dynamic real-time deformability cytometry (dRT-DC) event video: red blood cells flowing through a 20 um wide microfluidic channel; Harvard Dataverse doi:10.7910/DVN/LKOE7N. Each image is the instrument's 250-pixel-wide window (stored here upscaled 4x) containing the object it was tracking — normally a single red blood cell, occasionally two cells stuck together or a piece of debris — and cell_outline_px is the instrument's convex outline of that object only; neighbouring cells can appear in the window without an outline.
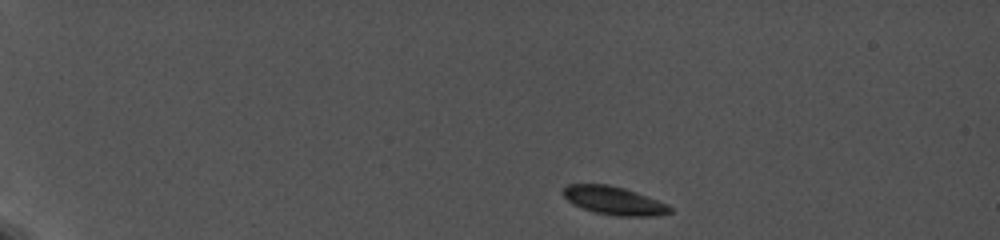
{"species": "common noctule bat (a hibernating species)", "species_latin": "Nyctalus noctula", "temperature_condition": "cold", "stored_images_in_passage": 39, "camera_frame_rate_fps": 5000, "um_per_image_px": 0.085, "animal": {"sex": "female", "body_mass_g": 19.0, "forearm_length_mm": 56.7}, "frame": {"image": 1, "passage_image": 1, "time_ms": 0.0, "image_size_px": [1000, 240], "cell_outline_px": [[672, 212], [656, 216], [616, 216], [596, 212], [572, 204], [560, 192], [568, 184], [608, 184], [624, 188], [636, 192], [668, 204], [672, 208]], "centroid_in_image_um": [52.19, 17.05], "position_along_channel_um": 32.8, "area_um2": 17.57}}
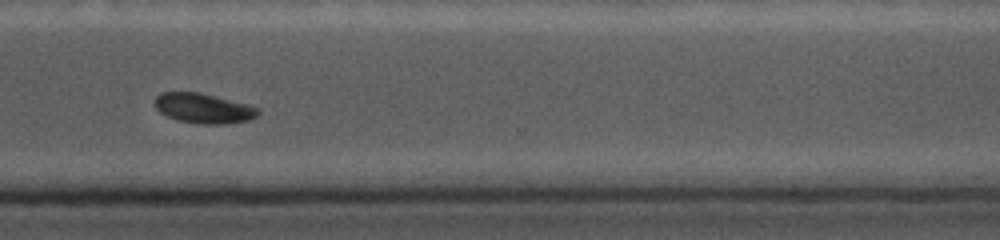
{"frame": {"image": 2, "passage_image": 32, "time_ms": 11.8, "image_size_px": [1000, 240], "cell_outline_px": [[260, 112], [256, 116], [248, 120], [224, 124], [200, 124], [176, 120], [160, 112], [156, 108], [156, 96], [160, 92], [200, 92], [248, 104], [260, 108]], "centroid_in_image_um": [17.32, 9.2], "position_along_channel_um": 353.3, "area_um2": 18.03}}
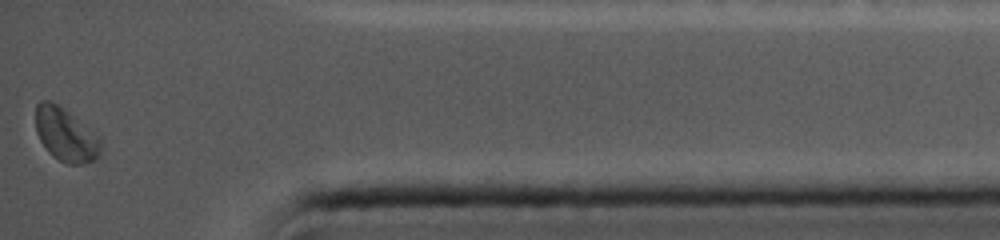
{"frame": {"image": 3, "passage_image": 38, "time_ms": 14.2, "image_size_px": [1000, 240], "cell_outline_px": [[100, 152], [92, 160], [84, 164], [68, 164], [52, 156], [48, 152], [40, 140], [36, 132], [36, 104], [40, 100], [48, 100], [64, 108], [100, 136]], "centroid_in_image_um": [5.56, 11.44], "position_along_channel_um": 429.6, "area_um2": 20.17}}